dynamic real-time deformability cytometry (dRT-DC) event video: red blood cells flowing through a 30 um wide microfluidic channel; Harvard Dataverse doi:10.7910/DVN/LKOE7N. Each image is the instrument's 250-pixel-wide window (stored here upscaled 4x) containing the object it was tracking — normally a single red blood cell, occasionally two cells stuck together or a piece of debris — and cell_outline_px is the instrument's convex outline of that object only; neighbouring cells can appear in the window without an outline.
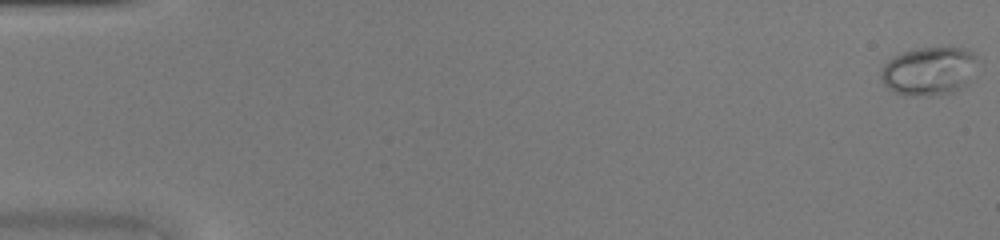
{"species": "common noctule bat (a hibernating species)", "species_latin": "Nyctalus noctula", "temperature_condition": "warm", "stored_images_in_passage": 46, "camera_frame_rate_fps": 3000, "um_per_image_px": 0.085, "animal": {"sex": "female", "body_mass_g": 20.0, "forearm_length_mm": 54.0}, "frame": {"image": 1, "passage_image": 1, "time_ms": 0.0, "image_size_px": [1000, 240], "cell_outline_px": [[980, 60], [968, 84], [952, 92], [940, 96], [908, 96], [892, 92], [884, 84], [880, 76], [880, 72], [884, 64], [888, 60], [904, 52], [916, 48], [964, 48], [972, 52]], "centroid_in_image_um": [78.99, 6.06], "position_along_channel_um": 6.0, "area_um2": 27.69}}
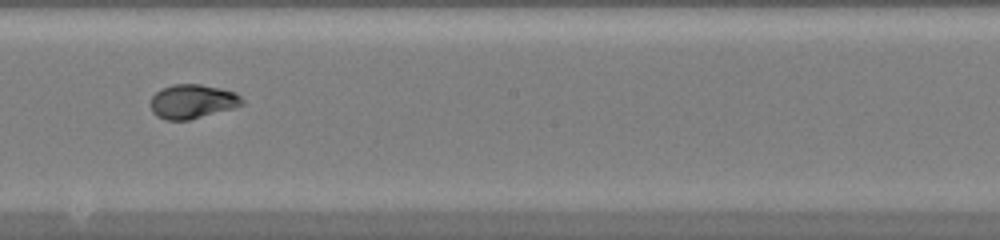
{"frame": {"image": 2, "passage_image": 27, "time_ms": 8.667, "image_size_px": [1000, 240], "cell_outline_px": [[244, 104], [232, 108], [188, 120], [164, 120], [156, 116], [152, 112], [152, 96], [160, 88], [172, 84], [200, 84], [220, 88], [236, 92], [244, 100]], "centroid_in_image_um": [16.35, 8.61], "position_along_channel_um": 231.9, "area_um2": 18.21}}
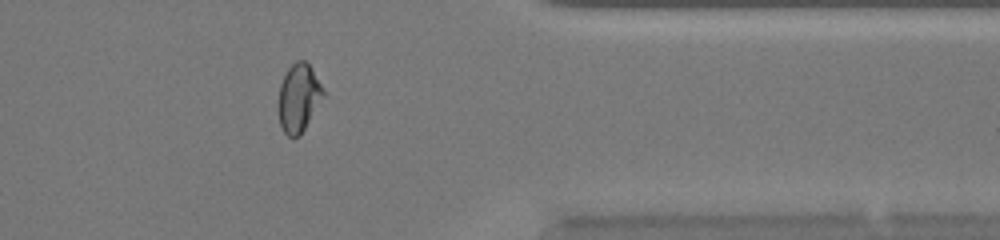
{"frame": {"image": 3, "passage_image": 38, "time_ms": 12.333, "image_size_px": [1000, 240], "cell_outline_px": [[324, 96], [300, 136], [288, 136], [284, 132], [280, 124], [276, 104], [280, 84], [288, 68], [296, 60], [304, 60], [308, 64], [324, 88]], "centroid_in_image_um": [25.36, 8.32], "position_along_channel_um": 386.0, "area_um2": 17.92}}